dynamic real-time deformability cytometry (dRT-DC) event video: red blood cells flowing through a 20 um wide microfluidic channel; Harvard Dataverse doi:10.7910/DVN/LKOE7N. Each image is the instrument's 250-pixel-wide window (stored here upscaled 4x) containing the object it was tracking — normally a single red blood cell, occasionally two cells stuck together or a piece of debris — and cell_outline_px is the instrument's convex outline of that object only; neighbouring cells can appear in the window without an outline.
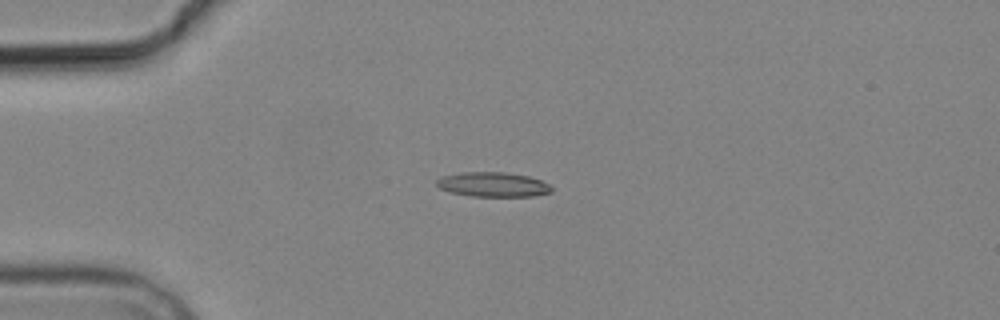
{"species": "common noctule bat (a hibernating species)", "species_latin": "Nyctalus noctula", "temperature_condition": "cold", "stored_images_in_passage": 5, "camera_frame_rate_fps": 3000, "um_per_image_px": 0.085, "animal": {"sex": "male", "body_mass_g": 19.2, "forearm_length_mm": 51.8}, "frame": {"image": 1, "passage_image": 4, "time_ms": 4.667, "image_size_px": [1000, 320], "cell_outline_px": [[552, 192], [532, 196], [472, 196], [452, 192], [440, 188], [436, 184], [436, 180], [440, 176], [460, 172], [504, 172], [528, 176], [540, 180], [548, 184], [552, 188]], "centroid_in_image_um": [41.88, 15.67], "position_along_channel_um": 43.1, "area_um2": 16.42}}